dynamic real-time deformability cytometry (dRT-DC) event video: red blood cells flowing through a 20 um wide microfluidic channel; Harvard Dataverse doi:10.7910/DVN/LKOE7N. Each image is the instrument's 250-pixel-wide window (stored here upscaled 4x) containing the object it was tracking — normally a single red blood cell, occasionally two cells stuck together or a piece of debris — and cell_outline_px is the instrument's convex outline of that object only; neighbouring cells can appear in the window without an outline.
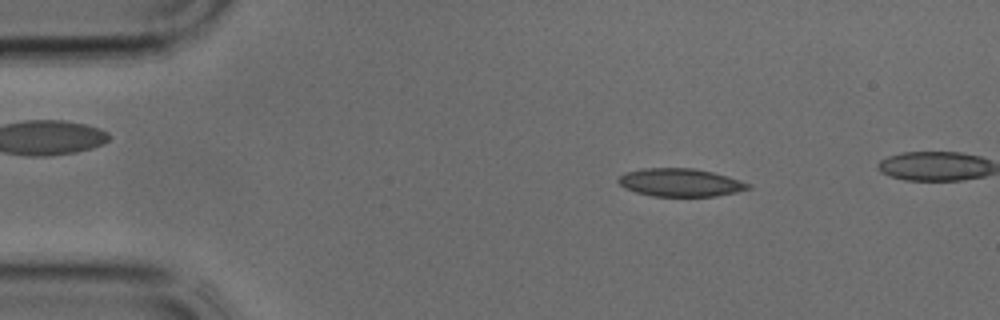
{"species": "common noctule bat (a hibernating species)", "species_latin": "Nyctalus noctula", "temperature_condition": "cold", "stored_images_in_passage": 33, "camera_frame_rate_fps": 3000, "um_per_image_px": 0.085, "animal": {"sex": "male", "body_mass_g": 17.9, "forearm_length_mm": 54.2}, "frame": {"image": 1, "passage_image": 4, "time_ms": 1.0, "image_size_px": [1000, 320], "cell_outline_px": [[752, 188], [736, 192], [716, 196], [652, 196], [636, 192], [624, 188], [616, 180], [624, 172], [644, 168], [692, 168], [712, 172], [728, 176], [752, 184]], "centroid_in_image_um": [57.83, 15.51], "position_along_channel_um": 27.2, "area_um2": 21.27}}
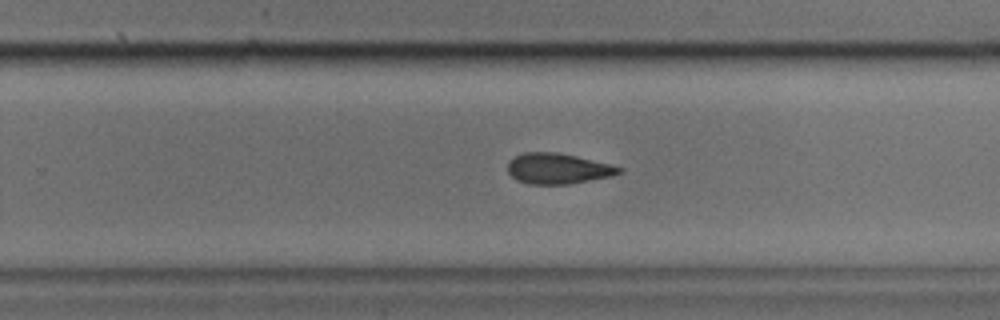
{"frame": {"image": 2, "passage_image": 22, "time_ms": 7.0, "image_size_px": [1000, 320], "cell_outline_px": [[624, 172], [612, 176], [568, 184], [528, 184], [516, 180], [508, 172], [508, 160], [524, 152], [556, 152], [576, 156], [612, 164], [624, 168]], "centroid_in_image_um": [47.44, 14.33], "position_along_channel_um": 282.4, "area_um2": 20.0}}
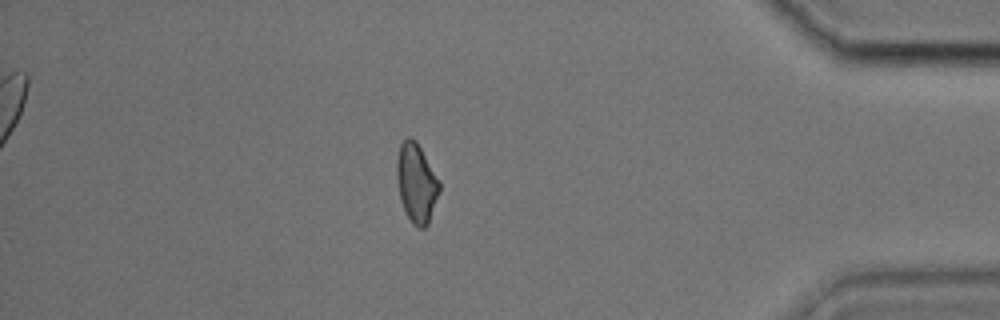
{"frame": {"image": 3, "passage_image": 31, "time_ms": 10.0, "image_size_px": [1000, 320], "cell_outline_px": [[440, 192], [428, 224], [424, 228], [416, 228], [412, 224], [400, 200], [396, 176], [396, 160], [400, 144], [408, 136], [416, 140], [440, 180]], "centroid_in_image_um": [35.4, 15.55], "position_along_channel_um": 399.8, "area_um2": 19.88}}